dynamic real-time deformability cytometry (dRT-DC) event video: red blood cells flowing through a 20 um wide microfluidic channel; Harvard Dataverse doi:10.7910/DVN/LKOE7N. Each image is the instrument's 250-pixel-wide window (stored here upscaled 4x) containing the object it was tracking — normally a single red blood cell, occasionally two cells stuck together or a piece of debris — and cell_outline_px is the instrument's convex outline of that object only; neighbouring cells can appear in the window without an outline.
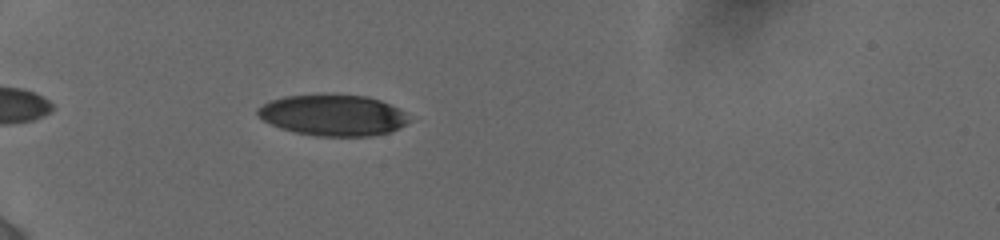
{"species": "human", "species_latin": "Homo sapiens", "temperature_condition": "cold", "stored_images_in_passage": 32, "camera_frame_rate_fps": 3000, "um_per_image_px": 0.085, "donor": {"sex": "female"}, "frame": {"image": 1, "passage_image": 8, "time_ms": 1.667, "image_size_px": [1000, 240], "cell_outline_px": [[408, 120], [404, 124], [388, 132], [372, 136], [316, 136], [296, 132], [280, 128], [264, 120], [256, 112], [256, 108], [268, 100], [284, 96], [368, 96], [380, 100], [400, 108], [404, 112]], "centroid_in_image_um": [28.27, 9.8], "position_along_channel_um": 56.7, "area_um2": 35.6}}
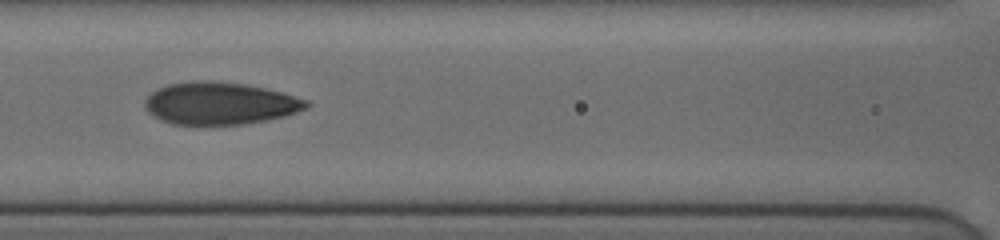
{"frame": {"image": 2, "passage_image": 22, "time_ms": 4.667, "image_size_px": [1000, 240], "cell_outline_px": [[312, 104], [308, 108], [284, 116], [268, 120], [244, 124], [172, 124], [160, 120], [148, 112], [144, 108], [144, 100], [152, 92], [168, 84], [192, 80], [208, 80], [244, 84], [264, 88], [280, 92], [308, 100]], "centroid_in_image_um": [18.69, 8.78], "position_along_channel_um": 147.9, "area_um2": 39.88}}
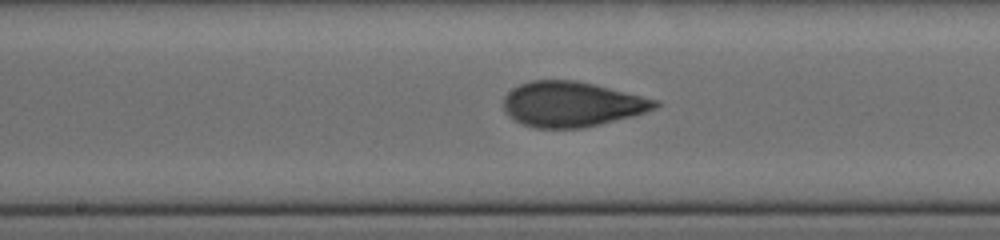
{"frame": {"image": 3, "passage_image": 28, "time_ms": 6.0, "image_size_px": [1000, 240], "cell_outline_px": [[660, 104], [656, 108], [632, 116], [584, 128], [536, 128], [512, 120], [504, 112], [504, 96], [512, 88], [520, 84], [532, 80], [576, 80], [660, 100]], "centroid_in_image_um": [48.58, 8.86], "position_along_channel_um": 199.6, "area_um2": 39.94}}